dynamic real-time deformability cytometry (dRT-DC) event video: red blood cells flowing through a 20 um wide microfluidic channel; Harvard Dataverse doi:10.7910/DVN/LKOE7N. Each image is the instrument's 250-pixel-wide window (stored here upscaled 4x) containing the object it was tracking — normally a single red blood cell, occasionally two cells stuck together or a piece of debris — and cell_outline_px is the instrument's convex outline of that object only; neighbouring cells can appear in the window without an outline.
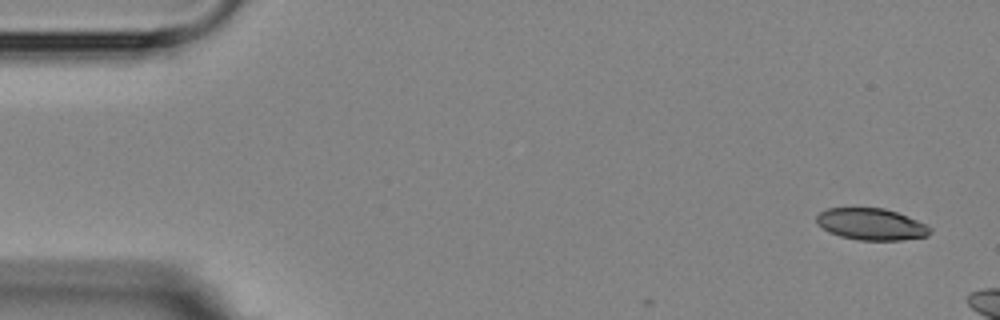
{"species": "Egyptian fruit bat (a non-hibernating species)", "species_latin": "Rousettus aegyptiacus", "temperature_condition": "room temperature", "stored_images_in_passage": 4, "camera_frame_rate_fps": 3000, "um_per_image_px": 0.085, "animal": {"sex": "female"}, "frame": {"image": 1, "passage_image": 1, "time_ms": 0.0, "image_size_px": [1000, 320], "cell_outline_px": [[932, 232], [928, 236], [900, 240], [860, 240], [840, 236], [828, 232], [816, 224], [816, 216], [820, 212], [828, 208], [884, 208], [896, 212], [916, 220], [932, 228]], "centroid_in_image_um": [74.03, 19.06], "position_along_channel_um": 11.0, "area_um2": 20.92}}